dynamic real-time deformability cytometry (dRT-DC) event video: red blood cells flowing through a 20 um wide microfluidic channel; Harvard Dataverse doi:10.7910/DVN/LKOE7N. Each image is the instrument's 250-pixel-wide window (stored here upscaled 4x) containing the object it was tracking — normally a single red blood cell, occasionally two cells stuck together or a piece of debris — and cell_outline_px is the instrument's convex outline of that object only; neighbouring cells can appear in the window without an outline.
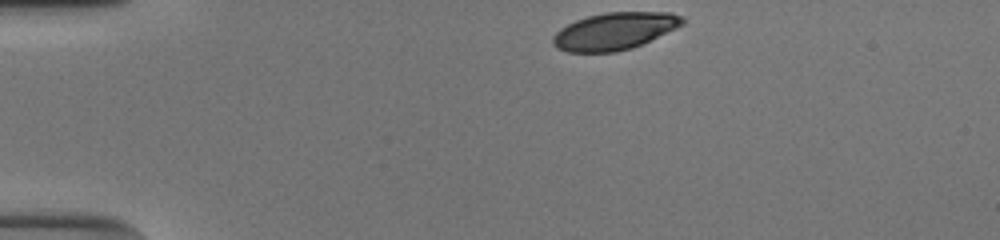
{"species": "human", "species_latin": "Homo sapiens", "temperature_condition": "cold", "stored_images_in_passage": 35, "camera_frame_rate_fps": 3000, "um_per_image_px": 0.085, "donor": {"sex": "male"}, "frame": {"image": 1, "passage_image": 1, "time_ms": 0.0, "image_size_px": [1000, 240], "cell_outline_px": [[684, 24], [676, 28], [632, 48], [616, 52], [568, 52], [556, 48], [552, 44], [552, 36], [560, 28], [576, 20], [588, 16], [604, 12], [672, 12], [684, 16]], "centroid_in_image_um": [52.22, 2.64], "position_along_channel_um": 32.8, "area_um2": 28.15}}
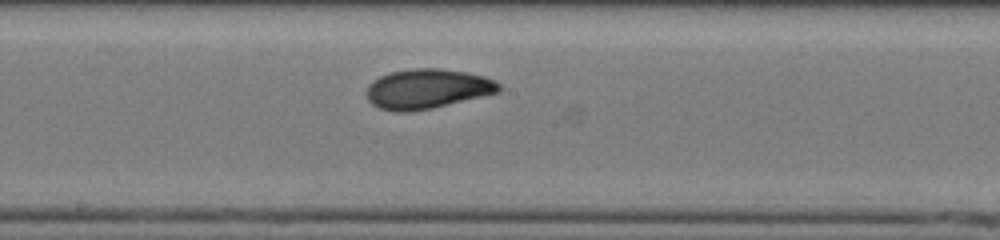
{"frame": {"image": 2, "passage_image": 20, "time_ms": 6.333, "image_size_px": [1000, 240], "cell_outline_px": [[500, 92], [432, 108], [408, 112], [396, 112], [380, 108], [372, 104], [368, 100], [368, 84], [372, 80], [380, 76], [392, 72], [412, 68], [440, 68], [464, 72], [484, 76], [496, 80], [500, 84]], "centroid_in_image_um": [36.33, 7.55], "position_along_channel_um": 211.9, "area_um2": 30.58}}
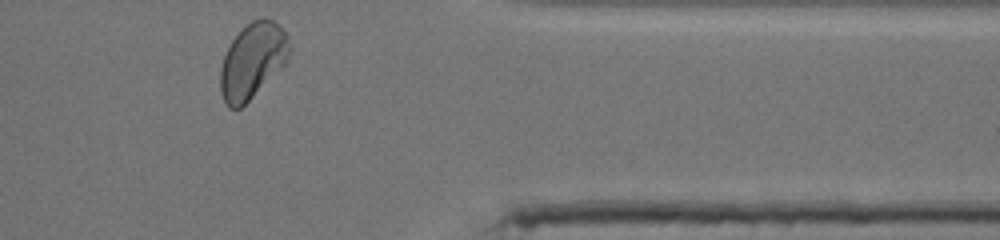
{"frame": {"image": 3, "passage_image": 35, "time_ms": 11.333, "image_size_px": [1000, 240], "cell_outline_px": [[292, 48], [288, 60], [240, 108], [228, 108], [220, 92], [220, 68], [224, 56], [232, 40], [252, 20], [264, 16], [272, 20], [288, 36]], "centroid_in_image_um": [21.47, 5.14], "position_along_channel_um": 389.9, "area_um2": 29.88}, "authors_computed_cell_mechanics": {"area_um2": 29.8248, "velocity_mm_per_s": 3.8415, "shape_relaxation_time_tau1_ms": 3.2058, "shape_relaxation_time_tau2_ms": 1.4674, "deformation_change_tau1": 0.1351, "deformation_change_tau2": 0.0546}}